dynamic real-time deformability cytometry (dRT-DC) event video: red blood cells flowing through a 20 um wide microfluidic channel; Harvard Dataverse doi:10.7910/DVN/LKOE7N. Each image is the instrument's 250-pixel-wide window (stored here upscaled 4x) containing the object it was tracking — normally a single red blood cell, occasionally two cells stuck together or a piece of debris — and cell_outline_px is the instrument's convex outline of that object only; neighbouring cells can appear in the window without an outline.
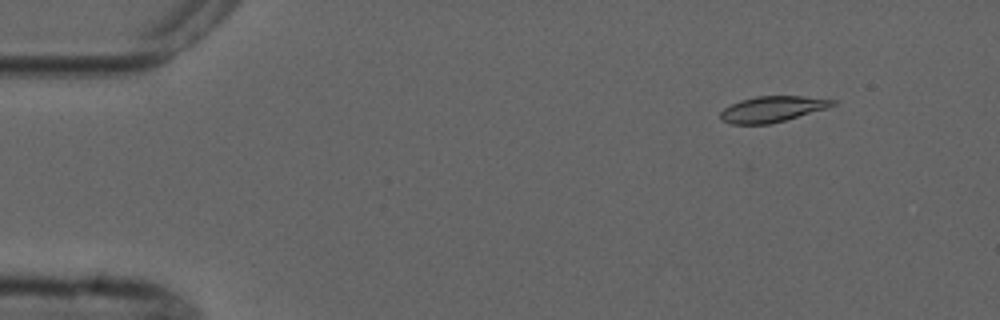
{"species": "common noctule bat (a hibernating species)", "species_latin": "Nyctalus noctula", "temperature_condition": "cold", "stored_images_in_passage": 4, "camera_frame_rate_fps": 3000, "um_per_image_px": 0.085, "animal": {"sex": "male", "forearm_length_mm": 52.5}, "frame": {"image": 1, "passage_image": 1, "time_ms": 0.0, "image_size_px": [1000, 320], "cell_outline_px": [[836, 104], [828, 108], [784, 120], [768, 124], [732, 124], [720, 120], [720, 112], [724, 108], [740, 100], [756, 96], [800, 96], [836, 100]], "centroid_in_image_um": [65.62, 9.27], "position_along_channel_um": 19.4, "area_um2": 16.76}}
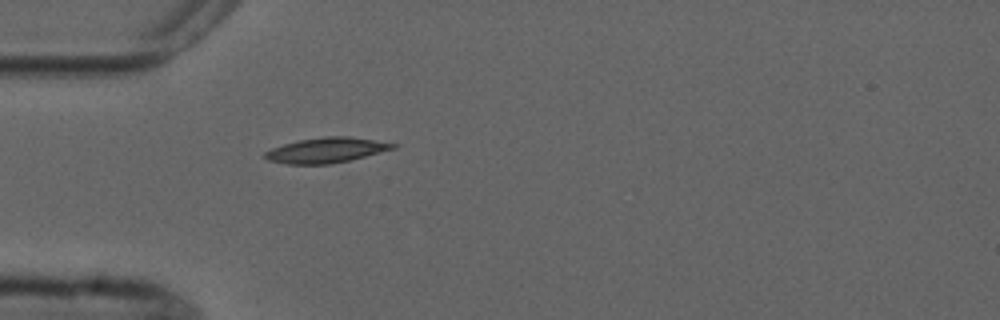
{"frame": {"image": 2, "passage_image": 4, "time_ms": 3.333, "image_size_px": [1000, 320], "cell_outline_px": [[396, 148], [348, 160], [328, 164], [288, 164], [268, 160], [264, 156], [264, 152], [272, 148], [284, 144], [300, 140], [324, 136], [348, 136], [396, 144]], "centroid_in_image_um": [27.69, 12.76], "position_along_channel_um": 57.3, "area_um2": 18.38}}